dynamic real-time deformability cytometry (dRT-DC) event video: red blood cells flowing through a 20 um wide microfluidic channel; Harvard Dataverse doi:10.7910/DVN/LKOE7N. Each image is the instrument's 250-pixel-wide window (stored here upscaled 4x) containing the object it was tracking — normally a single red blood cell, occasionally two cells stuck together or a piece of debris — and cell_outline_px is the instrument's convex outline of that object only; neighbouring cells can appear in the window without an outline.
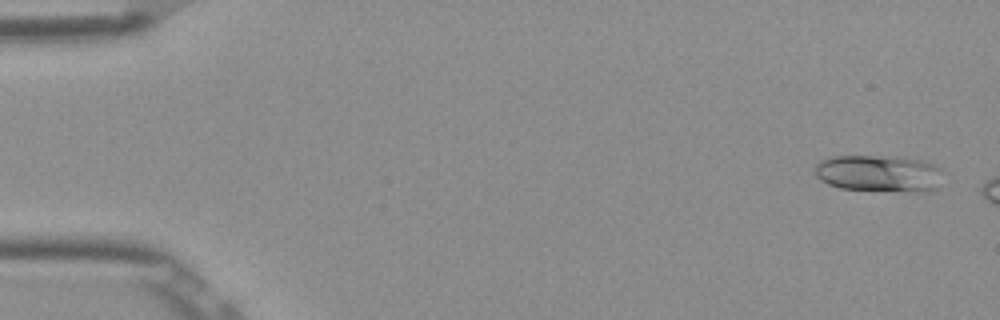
{"species": "Egyptian fruit bat (a non-hibernating species)", "species_latin": "Rousettus aegyptiacus", "temperature_condition": "room temperature", "stored_images_in_passage": 9, "camera_frame_rate_fps": 3000, "um_per_image_px": 0.085, "frame": {"image": 1, "passage_image": 2, "time_ms": 0.333, "image_size_px": [1000, 320], "cell_outline_px": [[948, 172], [936, 188], [932, 192], [912, 192], [840, 188], [828, 184], [820, 180], [816, 176], [816, 164], [820, 160], [832, 156], [904, 156], [928, 160]], "centroid_in_image_um": [74.85, 14.73], "position_along_channel_um": 10.1, "area_um2": 28.55}}